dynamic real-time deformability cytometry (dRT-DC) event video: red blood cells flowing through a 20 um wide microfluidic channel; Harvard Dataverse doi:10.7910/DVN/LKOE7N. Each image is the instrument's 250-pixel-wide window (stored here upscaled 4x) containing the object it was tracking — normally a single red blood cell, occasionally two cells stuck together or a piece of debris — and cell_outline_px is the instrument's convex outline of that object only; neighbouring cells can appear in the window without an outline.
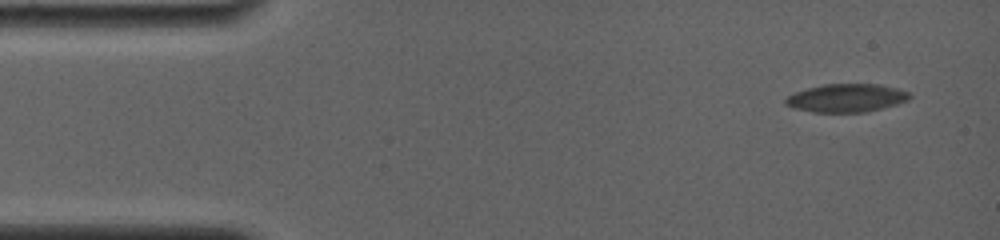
{"species": "common noctule bat (a hibernating species)", "species_latin": "Nyctalus noctula", "temperature_condition": "room temperature", "stored_images_in_passage": 47, "camera_frame_rate_fps": 4000, "um_per_image_px": 0.085, "animal": {"sex": "female", "body_mass_g": 19.0, "forearm_length_mm": 56.7}, "frame": {"image": 1, "passage_image": 1, "time_ms": 0.0, "image_size_px": [1000, 240], "cell_outline_px": [[912, 96], [908, 100], [896, 104], [864, 112], [812, 112], [796, 108], [784, 104], [784, 100], [788, 96], [796, 92], [808, 88], [824, 84], [880, 84], [896, 88], [908, 92]], "centroid_in_image_um": [71.95, 8.32], "position_along_channel_um": 13.1, "area_um2": 20.17}}
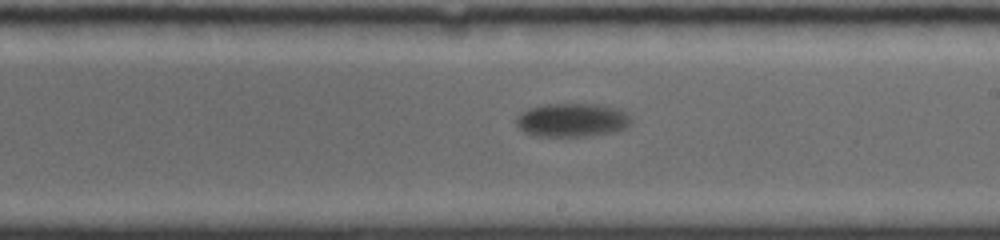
{"frame": {"image": 2, "passage_image": 21, "time_ms": 9.0, "image_size_px": [1000, 240], "cell_outline_px": [[632, 120], [628, 128], [616, 132], [588, 136], [532, 136], [524, 132], [516, 124], [516, 116], [520, 112], [528, 108], [544, 104], [600, 104], [616, 108], [628, 112]], "centroid_in_image_um": [48.65, 10.21], "position_along_channel_um": 240.3, "area_um2": 23.0}}
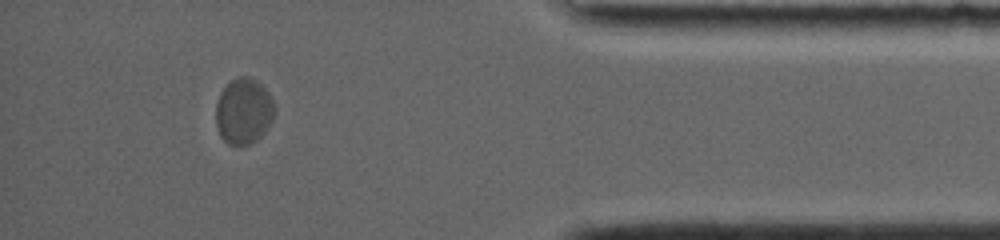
{"frame": {"image": 3, "passage_image": 40, "time_ms": 14.5, "image_size_px": [1000, 240], "cell_outline_px": [[272, 120], [248, 144], [228, 144], [220, 136], [216, 124], [216, 104], [220, 92], [236, 76], [248, 76], [256, 80], [268, 92], [272, 100]], "centroid_in_image_um": [20.64, 9.39], "position_along_channel_um": 414.6, "area_um2": 21.68}, "authors_computed_cell_mechanics": {"area_um2": 22.1374, "velocity_mm_per_s": 3.6394, "shape_relaxation_time_tau1_ms": 1.5599, "shape_relaxation_time_tau2_ms": null, "deformation_change_tau1": 0.0616, "deformation_change_tau2": null}}